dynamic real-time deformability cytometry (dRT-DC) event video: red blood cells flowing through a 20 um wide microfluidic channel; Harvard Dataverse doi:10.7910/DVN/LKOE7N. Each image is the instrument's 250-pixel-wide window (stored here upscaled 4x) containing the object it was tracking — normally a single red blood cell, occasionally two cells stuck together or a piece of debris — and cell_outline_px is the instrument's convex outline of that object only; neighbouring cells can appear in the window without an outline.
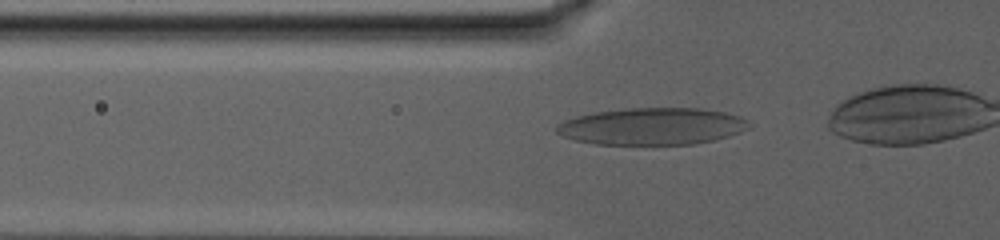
{"species": "human", "species_latin": "Homo sapiens", "temperature_condition": "warm", "stored_images_in_passage": 55, "camera_frame_rate_fps": 3000, "um_per_image_px": 0.085, "donor": {"sex": "male"}, "frame": {"image": 1, "passage_image": 21, "time_ms": 6.667, "image_size_px": [1000, 240], "cell_outline_px": [[752, 128], [728, 136], [712, 140], [692, 144], [596, 144], [576, 140], [560, 136], [556, 132], [556, 124], [564, 120], [576, 116], [592, 112], [624, 108], [700, 108], [724, 112], [740, 116], [748, 120], [752, 124]], "centroid_in_image_um": [55.43, 10.73], "position_along_channel_um": 70.4, "area_um2": 41.79}}
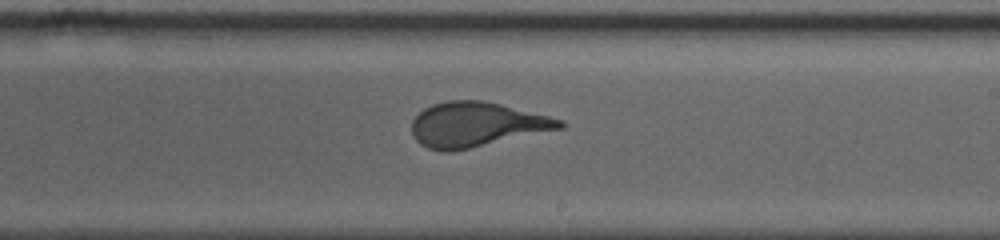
{"frame": {"image": 2, "passage_image": 40, "time_ms": 13.0, "image_size_px": [1000, 240], "cell_outline_px": [[564, 128], [468, 148], [448, 152], [444, 152], [428, 148], [420, 144], [416, 140], [412, 132], [412, 120], [424, 108], [432, 104], [448, 100], [484, 100], [564, 120]], "centroid_in_image_um": [40.47, 10.58], "position_along_channel_um": 248.5, "area_um2": 38.21}}
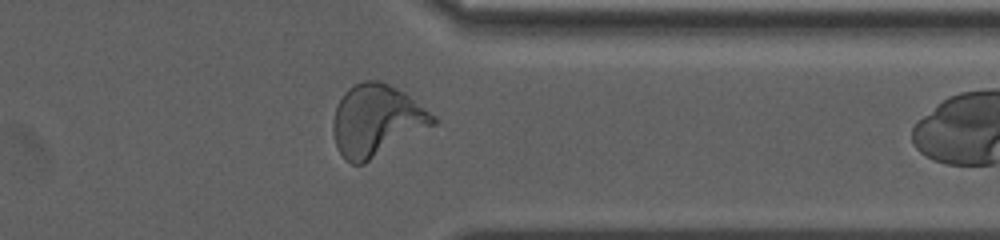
{"frame": {"image": 3, "passage_image": 54, "time_ms": 17.667, "image_size_px": [1000, 240], "cell_outline_px": [[436, 124], [364, 164], [352, 164], [344, 160], [336, 148], [332, 132], [332, 120], [336, 108], [344, 92], [348, 88], [364, 80], [380, 80], [404, 92], [436, 116]], "centroid_in_image_um": [31.98, 10.26], "position_along_channel_um": 379.4, "area_um2": 41.85}}